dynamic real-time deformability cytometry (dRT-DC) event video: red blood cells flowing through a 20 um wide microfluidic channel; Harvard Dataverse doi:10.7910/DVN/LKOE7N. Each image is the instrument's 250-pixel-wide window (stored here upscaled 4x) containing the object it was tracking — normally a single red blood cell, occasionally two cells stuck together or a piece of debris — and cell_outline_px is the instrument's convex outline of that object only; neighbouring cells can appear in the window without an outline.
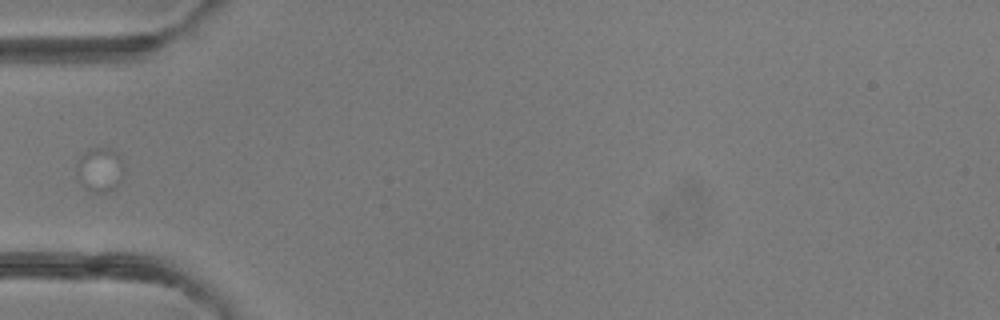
{"species": "common noctule bat (a hibernating species)", "species_latin": "Nyctalus noctula", "temperature_condition": "room temperature", "stored_images_in_passage": 1, "camera_frame_rate_fps": 3000, "um_per_image_px": 0.085, "animal": {"sex": "female"}, "frame": {"image": 1, "passage_image": 1, "time_ms": 0.0, "image_size_px": [1000, 320], "cell_outline_px": [[124, 176], [112, 188], [104, 192], [96, 192], [84, 188], [80, 184], [76, 176], [80, 156], [92, 148], [108, 148], [116, 152], [120, 156], [124, 168]], "centroid_in_image_um": [8.49, 14.42], "position_along_channel_um": 76.5, "area_um2": 12.02}}